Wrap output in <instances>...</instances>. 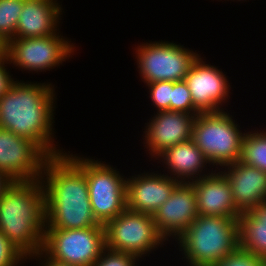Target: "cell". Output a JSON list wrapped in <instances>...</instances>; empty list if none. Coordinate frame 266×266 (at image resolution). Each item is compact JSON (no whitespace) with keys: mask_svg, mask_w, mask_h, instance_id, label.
Returning <instances> with one entry per match:
<instances>
[{"mask_svg":"<svg viewBox=\"0 0 266 266\" xmlns=\"http://www.w3.org/2000/svg\"><path fill=\"white\" fill-rule=\"evenodd\" d=\"M238 219L198 215L175 241L186 266H216L235 251L239 247Z\"/></svg>","mask_w":266,"mask_h":266,"instance_id":"4","label":"cell"},{"mask_svg":"<svg viewBox=\"0 0 266 266\" xmlns=\"http://www.w3.org/2000/svg\"><path fill=\"white\" fill-rule=\"evenodd\" d=\"M78 46L63 34L34 38H13L6 46V56L12 67L31 72H46L63 65L73 57Z\"/></svg>","mask_w":266,"mask_h":266,"instance_id":"10","label":"cell"},{"mask_svg":"<svg viewBox=\"0 0 266 266\" xmlns=\"http://www.w3.org/2000/svg\"><path fill=\"white\" fill-rule=\"evenodd\" d=\"M143 43L134 47V54L144 84L184 80L193 62L201 55L174 41Z\"/></svg>","mask_w":266,"mask_h":266,"instance_id":"7","label":"cell"},{"mask_svg":"<svg viewBox=\"0 0 266 266\" xmlns=\"http://www.w3.org/2000/svg\"><path fill=\"white\" fill-rule=\"evenodd\" d=\"M62 4L58 0H24L15 38H34L61 33Z\"/></svg>","mask_w":266,"mask_h":266,"instance_id":"19","label":"cell"},{"mask_svg":"<svg viewBox=\"0 0 266 266\" xmlns=\"http://www.w3.org/2000/svg\"><path fill=\"white\" fill-rule=\"evenodd\" d=\"M103 226L105 248L133 254L140 260L149 256L152 251L154 253L159 246L162 248L167 244L159 234L153 216L150 214L126 209Z\"/></svg>","mask_w":266,"mask_h":266,"instance_id":"8","label":"cell"},{"mask_svg":"<svg viewBox=\"0 0 266 266\" xmlns=\"http://www.w3.org/2000/svg\"><path fill=\"white\" fill-rule=\"evenodd\" d=\"M239 161L266 172V131H246Z\"/></svg>","mask_w":266,"mask_h":266,"instance_id":"21","label":"cell"},{"mask_svg":"<svg viewBox=\"0 0 266 266\" xmlns=\"http://www.w3.org/2000/svg\"><path fill=\"white\" fill-rule=\"evenodd\" d=\"M55 94L50 82L14 81L0 97V128L30 139L49 157L65 154L54 140Z\"/></svg>","mask_w":266,"mask_h":266,"instance_id":"1","label":"cell"},{"mask_svg":"<svg viewBox=\"0 0 266 266\" xmlns=\"http://www.w3.org/2000/svg\"><path fill=\"white\" fill-rule=\"evenodd\" d=\"M7 43L0 37V58L6 56Z\"/></svg>","mask_w":266,"mask_h":266,"instance_id":"31","label":"cell"},{"mask_svg":"<svg viewBox=\"0 0 266 266\" xmlns=\"http://www.w3.org/2000/svg\"><path fill=\"white\" fill-rule=\"evenodd\" d=\"M6 64V65H5ZM9 60L7 56L0 58V97L11 87V84L16 80L12 78L13 74L7 69Z\"/></svg>","mask_w":266,"mask_h":266,"instance_id":"28","label":"cell"},{"mask_svg":"<svg viewBox=\"0 0 266 266\" xmlns=\"http://www.w3.org/2000/svg\"><path fill=\"white\" fill-rule=\"evenodd\" d=\"M165 172H143L126 180L127 209L154 215L180 183Z\"/></svg>","mask_w":266,"mask_h":266,"instance_id":"15","label":"cell"},{"mask_svg":"<svg viewBox=\"0 0 266 266\" xmlns=\"http://www.w3.org/2000/svg\"><path fill=\"white\" fill-rule=\"evenodd\" d=\"M155 160H159L157 162L160 164L162 162L163 167L166 165L164 168L167 176L184 183H190L214 171L213 168L210 170L212 165L192 139L168 148Z\"/></svg>","mask_w":266,"mask_h":266,"instance_id":"18","label":"cell"},{"mask_svg":"<svg viewBox=\"0 0 266 266\" xmlns=\"http://www.w3.org/2000/svg\"><path fill=\"white\" fill-rule=\"evenodd\" d=\"M105 249L103 224L84 229H45L42 252L71 266H92Z\"/></svg>","mask_w":266,"mask_h":266,"instance_id":"9","label":"cell"},{"mask_svg":"<svg viewBox=\"0 0 266 266\" xmlns=\"http://www.w3.org/2000/svg\"><path fill=\"white\" fill-rule=\"evenodd\" d=\"M197 114L177 111H158L145 123L143 145L150 158L156 159L168 148L192 139Z\"/></svg>","mask_w":266,"mask_h":266,"instance_id":"13","label":"cell"},{"mask_svg":"<svg viewBox=\"0 0 266 266\" xmlns=\"http://www.w3.org/2000/svg\"><path fill=\"white\" fill-rule=\"evenodd\" d=\"M170 111L183 112L186 114H200L194 107L191 93L185 80L172 82Z\"/></svg>","mask_w":266,"mask_h":266,"instance_id":"23","label":"cell"},{"mask_svg":"<svg viewBox=\"0 0 266 266\" xmlns=\"http://www.w3.org/2000/svg\"><path fill=\"white\" fill-rule=\"evenodd\" d=\"M28 260L5 235L0 232V266L21 265Z\"/></svg>","mask_w":266,"mask_h":266,"instance_id":"27","label":"cell"},{"mask_svg":"<svg viewBox=\"0 0 266 266\" xmlns=\"http://www.w3.org/2000/svg\"><path fill=\"white\" fill-rule=\"evenodd\" d=\"M193 185L198 215L239 218L227 177L216 169L209 175L190 182Z\"/></svg>","mask_w":266,"mask_h":266,"instance_id":"16","label":"cell"},{"mask_svg":"<svg viewBox=\"0 0 266 266\" xmlns=\"http://www.w3.org/2000/svg\"><path fill=\"white\" fill-rule=\"evenodd\" d=\"M24 0H0V37L8 43L15 38Z\"/></svg>","mask_w":266,"mask_h":266,"instance_id":"22","label":"cell"},{"mask_svg":"<svg viewBox=\"0 0 266 266\" xmlns=\"http://www.w3.org/2000/svg\"><path fill=\"white\" fill-rule=\"evenodd\" d=\"M65 154L85 173L91 209L100 224L104 225L127 209L124 174L102 160L73 155L70 151Z\"/></svg>","mask_w":266,"mask_h":266,"instance_id":"5","label":"cell"},{"mask_svg":"<svg viewBox=\"0 0 266 266\" xmlns=\"http://www.w3.org/2000/svg\"><path fill=\"white\" fill-rule=\"evenodd\" d=\"M219 170L227 177L235 206L242 213L266 202V172L239 160Z\"/></svg>","mask_w":266,"mask_h":266,"instance_id":"17","label":"cell"},{"mask_svg":"<svg viewBox=\"0 0 266 266\" xmlns=\"http://www.w3.org/2000/svg\"><path fill=\"white\" fill-rule=\"evenodd\" d=\"M216 266H266V262L261 257L238 247Z\"/></svg>","mask_w":266,"mask_h":266,"instance_id":"26","label":"cell"},{"mask_svg":"<svg viewBox=\"0 0 266 266\" xmlns=\"http://www.w3.org/2000/svg\"><path fill=\"white\" fill-rule=\"evenodd\" d=\"M239 128L234 117L225 110L200 113L193 124L192 140L210 165L220 169L240 159L246 130Z\"/></svg>","mask_w":266,"mask_h":266,"instance_id":"6","label":"cell"},{"mask_svg":"<svg viewBox=\"0 0 266 266\" xmlns=\"http://www.w3.org/2000/svg\"><path fill=\"white\" fill-rule=\"evenodd\" d=\"M49 156L30 139L0 128V171L13 181L41 179Z\"/></svg>","mask_w":266,"mask_h":266,"instance_id":"11","label":"cell"},{"mask_svg":"<svg viewBox=\"0 0 266 266\" xmlns=\"http://www.w3.org/2000/svg\"><path fill=\"white\" fill-rule=\"evenodd\" d=\"M12 182L13 180H11L7 175L0 171V198Z\"/></svg>","mask_w":266,"mask_h":266,"instance_id":"30","label":"cell"},{"mask_svg":"<svg viewBox=\"0 0 266 266\" xmlns=\"http://www.w3.org/2000/svg\"><path fill=\"white\" fill-rule=\"evenodd\" d=\"M227 77L218 66L206 64L200 55L193 62L184 80L190 90L194 107L200 113L226 110L223 105L229 102L231 89Z\"/></svg>","mask_w":266,"mask_h":266,"instance_id":"12","label":"cell"},{"mask_svg":"<svg viewBox=\"0 0 266 266\" xmlns=\"http://www.w3.org/2000/svg\"><path fill=\"white\" fill-rule=\"evenodd\" d=\"M197 218L193 185L184 182L174 188L168 200L153 215L156 228L166 242L172 238L176 241Z\"/></svg>","mask_w":266,"mask_h":266,"instance_id":"14","label":"cell"},{"mask_svg":"<svg viewBox=\"0 0 266 266\" xmlns=\"http://www.w3.org/2000/svg\"><path fill=\"white\" fill-rule=\"evenodd\" d=\"M139 261L133 254L105 248L92 266H139Z\"/></svg>","mask_w":266,"mask_h":266,"instance_id":"25","label":"cell"},{"mask_svg":"<svg viewBox=\"0 0 266 266\" xmlns=\"http://www.w3.org/2000/svg\"><path fill=\"white\" fill-rule=\"evenodd\" d=\"M238 223L239 247L266 262V202L243 212Z\"/></svg>","mask_w":266,"mask_h":266,"instance_id":"20","label":"cell"},{"mask_svg":"<svg viewBox=\"0 0 266 266\" xmlns=\"http://www.w3.org/2000/svg\"><path fill=\"white\" fill-rule=\"evenodd\" d=\"M45 229L42 180L13 181L0 198V232L28 258L42 251Z\"/></svg>","mask_w":266,"mask_h":266,"instance_id":"3","label":"cell"},{"mask_svg":"<svg viewBox=\"0 0 266 266\" xmlns=\"http://www.w3.org/2000/svg\"><path fill=\"white\" fill-rule=\"evenodd\" d=\"M46 229L99 226L91 209L85 173L66 155L49 157L41 175Z\"/></svg>","mask_w":266,"mask_h":266,"instance_id":"2","label":"cell"},{"mask_svg":"<svg viewBox=\"0 0 266 266\" xmlns=\"http://www.w3.org/2000/svg\"><path fill=\"white\" fill-rule=\"evenodd\" d=\"M35 259L39 261V266H71L69 264H63L57 261L52 260L51 258L47 257L42 251H39L36 255H32L28 257V260Z\"/></svg>","mask_w":266,"mask_h":266,"instance_id":"29","label":"cell"},{"mask_svg":"<svg viewBox=\"0 0 266 266\" xmlns=\"http://www.w3.org/2000/svg\"><path fill=\"white\" fill-rule=\"evenodd\" d=\"M149 89V98L153 107L158 111H170V100H172V81H158L146 84Z\"/></svg>","mask_w":266,"mask_h":266,"instance_id":"24","label":"cell"}]
</instances>
